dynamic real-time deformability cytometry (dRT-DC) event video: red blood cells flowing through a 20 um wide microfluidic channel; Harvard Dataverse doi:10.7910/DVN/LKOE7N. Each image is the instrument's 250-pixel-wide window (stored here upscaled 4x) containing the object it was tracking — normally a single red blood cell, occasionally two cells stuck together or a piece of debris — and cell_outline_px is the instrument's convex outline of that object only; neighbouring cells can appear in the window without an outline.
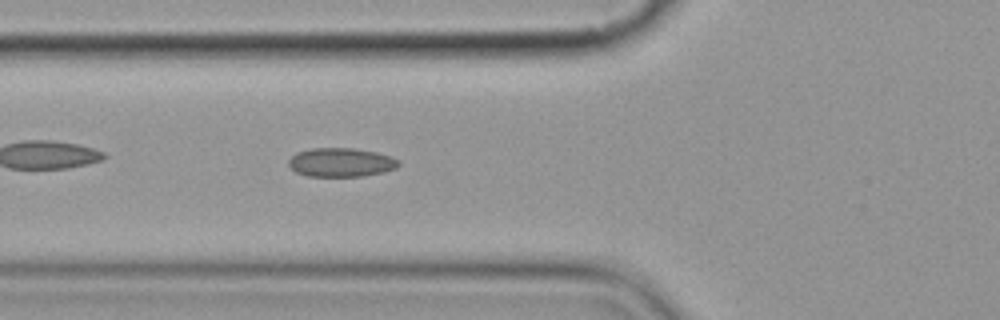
{"species": "common noctule bat (a hibernating species)", "species_latin": "Nyctalus noctula", "temperature_condition": "cold", "stored_images_in_passage": 7, "camera_frame_rate_fps": 3000, "um_per_image_px": 0.085, "animal": {"sex": "female", "body_mass_g": 19.9}, "frame": {"image": 1, "passage_image": 7, "time_ms": 7.0, "image_size_px": [1000, 320], "cell_outline_px": [[400, 164], [396, 168], [384, 172], [360, 176], [308, 176], [296, 172], [288, 164], [288, 160], [296, 152], [312, 148], [352, 148], [376, 152], [392, 156], [400, 160]], "centroid_in_image_um": [29.0, 13.79], "position_along_channel_um": 96.8, "area_um2": 18.55}}